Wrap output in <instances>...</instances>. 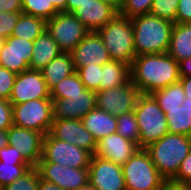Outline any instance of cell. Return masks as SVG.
Returning <instances> with one entry per match:
<instances>
[{
	"instance_id": "1",
	"label": "cell",
	"mask_w": 191,
	"mask_h": 190,
	"mask_svg": "<svg viewBox=\"0 0 191 190\" xmlns=\"http://www.w3.org/2000/svg\"><path fill=\"white\" fill-rule=\"evenodd\" d=\"M130 72L141 94H151L180 80L179 63L168 53L136 56Z\"/></svg>"
},
{
	"instance_id": "2",
	"label": "cell",
	"mask_w": 191,
	"mask_h": 190,
	"mask_svg": "<svg viewBox=\"0 0 191 190\" xmlns=\"http://www.w3.org/2000/svg\"><path fill=\"white\" fill-rule=\"evenodd\" d=\"M136 56L167 53L174 23L151 14L131 19Z\"/></svg>"
},
{
	"instance_id": "3",
	"label": "cell",
	"mask_w": 191,
	"mask_h": 190,
	"mask_svg": "<svg viewBox=\"0 0 191 190\" xmlns=\"http://www.w3.org/2000/svg\"><path fill=\"white\" fill-rule=\"evenodd\" d=\"M145 150L151 156L158 172L170 181L191 151V136L167 133Z\"/></svg>"
},
{
	"instance_id": "4",
	"label": "cell",
	"mask_w": 191,
	"mask_h": 190,
	"mask_svg": "<svg viewBox=\"0 0 191 190\" xmlns=\"http://www.w3.org/2000/svg\"><path fill=\"white\" fill-rule=\"evenodd\" d=\"M111 60L132 64L136 57L132 21L119 13L105 26L96 31Z\"/></svg>"
},
{
	"instance_id": "5",
	"label": "cell",
	"mask_w": 191,
	"mask_h": 190,
	"mask_svg": "<svg viewBox=\"0 0 191 190\" xmlns=\"http://www.w3.org/2000/svg\"><path fill=\"white\" fill-rule=\"evenodd\" d=\"M139 125V148L145 149L169 133L165 113L150 94H141L134 108Z\"/></svg>"
},
{
	"instance_id": "6",
	"label": "cell",
	"mask_w": 191,
	"mask_h": 190,
	"mask_svg": "<svg viewBox=\"0 0 191 190\" xmlns=\"http://www.w3.org/2000/svg\"><path fill=\"white\" fill-rule=\"evenodd\" d=\"M126 190H162L166 179L158 172L145 149H139L122 165Z\"/></svg>"
},
{
	"instance_id": "7",
	"label": "cell",
	"mask_w": 191,
	"mask_h": 190,
	"mask_svg": "<svg viewBox=\"0 0 191 190\" xmlns=\"http://www.w3.org/2000/svg\"><path fill=\"white\" fill-rule=\"evenodd\" d=\"M13 125L34 130L46 135L53 119L52 99H37L20 104H12Z\"/></svg>"
},
{
	"instance_id": "8",
	"label": "cell",
	"mask_w": 191,
	"mask_h": 190,
	"mask_svg": "<svg viewBox=\"0 0 191 190\" xmlns=\"http://www.w3.org/2000/svg\"><path fill=\"white\" fill-rule=\"evenodd\" d=\"M46 30L62 52H71L90 32L72 13L58 12L46 22Z\"/></svg>"
},
{
	"instance_id": "9",
	"label": "cell",
	"mask_w": 191,
	"mask_h": 190,
	"mask_svg": "<svg viewBox=\"0 0 191 190\" xmlns=\"http://www.w3.org/2000/svg\"><path fill=\"white\" fill-rule=\"evenodd\" d=\"M91 157L88 151L53 138L47 133L43 138L42 158L39 162L57 163L72 168H88Z\"/></svg>"
},
{
	"instance_id": "10",
	"label": "cell",
	"mask_w": 191,
	"mask_h": 190,
	"mask_svg": "<svg viewBox=\"0 0 191 190\" xmlns=\"http://www.w3.org/2000/svg\"><path fill=\"white\" fill-rule=\"evenodd\" d=\"M140 90L130 80L129 82L96 92L97 108L119 116L134 111Z\"/></svg>"
},
{
	"instance_id": "11",
	"label": "cell",
	"mask_w": 191,
	"mask_h": 190,
	"mask_svg": "<svg viewBox=\"0 0 191 190\" xmlns=\"http://www.w3.org/2000/svg\"><path fill=\"white\" fill-rule=\"evenodd\" d=\"M36 168L43 180L56 184L62 190H77L89 183L88 168H72L51 162H39Z\"/></svg>"
},
{
	"instance_id": "12",
	"label": "cell",
	"mask_w": 191,
	"mask_h": 190,
	"mask_svg": "<svg viewBox=\"0 0 191 190\" xmlns=\"http://www.w3.org/2000/svg\"><path fill=\"white\" fill-rule=\"evenodd\" d=\"M88 170L89 183L95 190H126L121 165L92 156Z\"/></svg>"
},
{
	"instance_id": "13",
	"label": "cell",
	"mask_w": 191,
	"mask_h": 190,
	"mask_svg": "<svg viewBox=\"0 0 191 190\" xmlns=\"http://www.w3.org/2000/svg\"><path fill=\"white\" fill-rule=\"evenodd\" d=\"M37 99H51L50 90L42 77L41 71L29 69L16 74L9 98L11 104H20Z\"/></svg>"
},
{
	"instance_id": "14",
	"label": "cell",
	"mask_w": 191,
	"mask_h": 190,
	"mask_svg": "<svg viewBox=\"0 0 191 190\" xmlns=\"http://www.w3.org/2000/svg\"><path fill=\"white\" fill-rule=\"evenodd\" d=\"M33 41L10 36L3 40L0 49V66L19 74L29 70L32 59Z\"/></svg>"
},
{
	"instance_id": "15",
	"label": "cell",
	"mask_w": 191,
	"mask_h": 190,
	"mask_svg": "<svg viewBox=\"0 0 191 190\" xmlns=\"http://www.w3.org/2000/svg\"><path fill=\"white\" fill-rule=\"evenodd\" d=\"M49 134L88 151L92 156L95 153L97 141L84 127L81 119L54 120Z\"/></svg>"
},
{
	"instance_id": "16",
	"label": "cell",
	"mask_w": 191,
	"mask_h": 190,
	"mask_svg": "<svg viewBox=\"0 0 191 190\" xmlns=\"http://www.w3.org/2000/svg\"><path fill=\"white\" fill-rule=\"evenodd\" d=\"M8 145L20 152L23 158L36 167L42 158L44 134L12 125L7 130Z\"/></svg>"
},
{
	"instance_id": "17",
	"label": "cell",
	"mask_w": 191,
	"mask_h": 190,
	"mask_svg": "<svg viewBox=\"0 0 191 190\" xmlns=\"http://www.w3.org/2000/svg\"><path fill=\"white\" fill-rule=\"evenodd\" d=\"M118 13L119 7L114 2L107 0H91L72 12L90 32L98 31Z\"/></svg>"
},
{
	"instance_id": "18",
	"label": "cell",
	"mask_w": 191,
	"mask_h": 190,
	"mask_svg": "<svg viewBox=\"0 0 191 190\" xmlns=\"http://www.w3.org/2000/svg\"><path fill=\"white\" fill-rule=\"evenodd\" d=\"M70 53L75 71L90 64L103 66L111 60L108 50L96 31L89 32Z\"/></svg>"
},
{
	"instance_id": "19",
	"label": "cell",
	"mask_w": 191,
	"mask_h": 190,
	"mask_svg": "<svg viewBox=\"0 0 191 190\" xmlns=\"http://www.w3.org/2000/svg\"><path fill=\"white\" fill-rule=\"evenodd\" d=\"M52 104L54 120L81 119L97 107L96 92L85 89L68 99H52Z\"/></svg>"
},
{
	"instance_id": "20",
	"label": "cell",
	"mask_w": 191,
	"mask_h": 190,
	"mask_svg": "<svg viewBox=\"0 0 191 190\" xmlns=\"http://www.w3.org/2000/svg\"><path fill=\"white\" fill-rule=\"evenodd\" d=\"M139 145L123 138L117 132L99 140L93 156H97L118 165L125 164L138 150Z\"/></svg>"
},
{
	"instance_id": "21",
	"label": "cell",
	"mask_w": 191,
	"mask_h": 190,
	"mask_svg": "<svg viewBox=\"0 0 191 190\" xmlns=\"http://www.w3.org/2000/svg\"><path fill=\"white\" fill-rule=\"evenodd\" d=\"M84 127L94 136L96 141L103 139L105 136L117 132L116 116L111 115L104 110L95 108L90 110L81 118Z\"/></svg>"
},
{
	"instance_id": "22",
	"label": "cell",
	"mask_w": 191,
	"mask_h": 190,
	"mask_svg": "<svg viewBox=\"0 0 191 190\" xmlns=\"http://www.w3.org/2000/svg\"><path fill=\"white\" fill-rule=\"evenodd\" d=\"M62 51L55 40L45 30L36 38L33 44L32 59L29 64L30 70L41 71L50 61L56 58Z\"/></svg>"
},
{
	"instance_id": "23",
	"label": "cell",
	"mask_w": 191,
	"mask_h": 190,
	"mask_svg": "<svg viewBox=\"0 0 191 190\" xmlns=\"http://www.w3.org/2000/svg\"><path fill=\"white\" fill-rule=\"evenodd\" d=\"M75 72L73 58L69 52L60 53L41 70L42 77L49 90Z\"/></svg>"
},
{
	"instance_id": "24",
	"label": "cell",
	"mask_w": 191,
	"mask_h": 190,
	"mask_svg": "<svg viewBox=\"0 0 191 190\" xmlns=\"http://www.w3.org/2000/svg\"><path fill=\"white\" fill-rule=\"evenodd\" d=\"M167 53L177 62L191 58V23H174Z\"/></svg>"
},
{
	"instance_id": "25",
	"label": "cell",
	"mask_w": 191,
	"mask_h": 190,
	"mask_svg": "<svg viewBox=\"0 0 191 190\" xmlns=\"http://www.w3.org/2000/svg\"><path fill=\"white\" fill-rule=\"evenodd\" d=\"M130 80V65L120 61L110 60L102 66V81L100 83V90L120 86Z\"/></svg>"
},
{
	"instance_id": "26",
	"label": "cell",
	"mask_w": 191,
	"mask_h": 190,
	"mask_svg": "<svg viewBox=\"0 0 191 190\" xmlns=\"http://www.w3.org/2000/svg\"><path fill=\"white\" fill-rule=\"evenodd\" d=\"M168 130L171 134L191 136V103H182L175 109H166Z\"/></svg>"
},
{
	"instance_id": "27",
	"label": "cell",
	"mask_w": 191,
	"mask_h": 190,
	"mask_svg": "<svg viewBox=\"0 0 191 190\" xmlns=\"http://www.w3.org/2000/svg\"><path fill=\"white\" fill-rule=\"evenodd\" d=\"M46 20L21 13L11 36L35 41L46 30Z\"/></svg>"
},
{
	"instance_id": "28",
	"label": "cell",
	"mask_w": 191,
	"mask_h": 190,
	"mask_svg": "<svg viewBox=\"0 0 191 190\" xmlns=\"http://www.w3.org/2000/svg\"><path fill=\"white\" fill-rule=\"evenodd\" d=\"M159 104L160 109L166 114V109H175L182 105L185 93L180 81L156 90L150 94Z\"/></svg>"
},
{
	"instance_id": "29",
	"label": "cell",
	"mask_w": 191,
	"mask_h": 190,
	"mask_svg": "<svg viewBox=\"0 0 191 190\" xmlns=\"http://www.w3.org/2000/svg\"><path fill=\"white\" fill-rule=\"evenodd\" d=\"M85 89L84 84L75 72L58 82V84L50 90V97L51 99H68L69 96L80 94Z\"/></svg>"
},
{
	"instance_id": "30",
	"label": "cell",
	"mask_w": 191,
	"mask_h": 190,
	"mask_svg": "<svg viewBox=\"0 0 191 190\" xmlns=\"http://www.w3.org/2000/svg\"><path fill=\"white\" fill-rule=\"evenodd\" d=\"M58 12L49 0H22V13L24 14L43 18L47 21Z\"/></svg>"
},
{
	"instance_id": "31",
	"label": "cell",
	"mask_w": 191,
	"mask_h": 190,
	"mask_svg": "<svg viewBox=\"0 0 191 190\" xmlns=\"http://www.w3.org/2000/svg\"><path fill=\"white\" fill-rule=\"evenodd\" d=\"M117 119V133L123 138L133 141L139 145V125L134 111L121 114Z\"/></svg>"
},
{
	"instance_id": "32",
	"label": "cell",
	"mask_w": 191,
	"mask_h": 190,
	"mask_svg": "<svg viewBox=\"0 0 191 190\" xmlns=\"http://www.w3.org/2000/svg\"><path fill=\"white\" fill-rule=\"evenodd\" d=\"M76 73L86 89L94 92H98L100 90V83L102 81V66L90 64L88 66L78 68Z\"/></svg>"
},
{
	"instance_id": "33",
	"label": "cell",
	"mask_w": 191,
	"mask_h": 190,
	"mask_svg": "<svg viewBox=\"0 0 191 190\" xmlns=\"http://www.w3.org/2000/svg\"><path fill=\"white\" fill-rule=\"evenodd\" d=\"M153 0H120L119 14L130 19L149 14Z\"/></svg>"
},
{
	"instance_id": "34",
	"label": "cell",
	"mask_w": 191,
	"mask_h": 190,
	"mask_svg": "<svg viewBox=\"0 0 191 190\" xmlns=\"http://www.w3.org/2000/svg\"><path fill=\"white\" fill-rule=\"evenodd\" d=\"M40 174L36 167H31L24 175L3 187V190H38Z\"/></svg>"
},
{
	"instance_id": "35",
	"label": "cell",
	"mask_w": 191,
	"mask_h": 190,
	"mask_svg": "<svg viewBox=\"0 0 191 190\" xmlns=\"http://www.w3.org/2000/svg\"><path fill=\"white\" fill-rule=\"evenodd\" d=\"M179 0H153L149 14L175 23Z\"/></svg>"
},
{
	"instance_id": "36",
	"label": "cell",
	"mask_w": 191,
	"mask_h": 190,
	"mask_svg": "<svg viewBox=\"0 0 191 190\" xmlns=\"http://www.w3.org/2000/svg\"><path fill=\"white\" fill-rule=\"evenodd\" d=\"M32 166L30 164H9L0 161V183L2 186L24 175Z\"/></svg>"
},
{
	"instance_id": "37",
	"label": "cell",
	"mask_w": 191,
	"mask_h": 190,
	"mask_svg": "<svg viewBox=\"0 0 191 190\" xmlns=\"http://www.w3.org/2000/svg\"><path fill=\"white\" fill-rule=\"evenodd\" d=\"M22 12H0V39L10 37Z\"/></svg>"
},
{
	"instance_id": "38",
	"label": "cell",
	"mask_w": 191,
	"mask_h": 190,
	"mask_svg": "<svg viewBox=\"0 0 191 190\" xmlns=\"http://www.w3.org/2000/svg\"><path fill=\"white\" fill-rule=\"evenodd\" d=\"M16 74L0 66V99L9 100Z\"/></svg>"
},
{
	"instance_id": "39",
	"label": "cell",
	"mask_w": 191,
	"mask_h": 190,
	"mask_svg": "<svg viewBox=\"0 0 191 190\" xmlns=\"http://www.w3.org/2000/svg\"><path fill=\"white\" fill-rule=\"evenodd\" d=\"M170 181L177 184L191 185V151L183 159L177 174Z\"/></svg>"
},
{
	"instance_id": "40",
	"label": "cell",
	"mask_w": 191,
	"mask_h": 190,
	"mask_svg": "<svg viewBox=\"0 0 191 190\" xmlns=\"http://www.w3.org/2000/svg\"><path fill=\"white\" fill-rule=\"evenodd\" d=\"M12 125V104L9 100L0 99V130H8Z\"/></svg>"
},
{
	"instance_id": "41",
	"label": "cell",
	"mask_w": 191,
	"mask_h": 190,
	"mask_svg": "<svg viewBox=\"0 0 191 190\" xmlns=\"http://www.w3.org/2000/svg\"><path fill=\"white\" fill-rule=\"evenodd\" d=\"M0 161L9 164H29L16 148L9 145L0 149Z\"/></svg>"
},
{
	"instance_id": "42",
	"label": "cell",
	"mask_w": 191,
	"mask_h": 190,
	"mask_svg": "<svg viewBox=\"0 0 191 190\" xmlns=\"http://www.w3.org/2000/svg\"><path fill=\"white\" fill-rule=\"evenodd\" d=\"M175 23H191V0H179Z\"/></svg>"
},
{
	"instance_id": "43",
	"label": "cell",
	"mask_w": 191,
	"mask_h": 190,
	"mask_svg": "<svg viewBox=\"0 0 191 190\" xmlns=\"http://www.w3.org/2000/svg\"><path fill=\"white\" fill-rule=\"evenodd\" d=\"M0 12H22V0H0Z\"/></svg>"
},
{
	"instance_id": "44",
	"label": "cell",
	"mask_w": 191,
	"mask_h": 190,
	"mask_svg": "<svg viewBox=\"0 0 191 190\" xmlns=\"http://www.w3.org/2000/svg\"><path fill=\"white\" fill-rule=\"evenodd\" d=\"M178 63L180 77H191V58L183 59Z\"/></svg>"
},
{
	"instance_id": "45",
	"label": "cell",
	"mask_w": 191,
	"mask_h": 190,
	"mask_svg": "<svg viewBox=\"0 0 191 190\" xmlns=\"http://www.w3.org/2000/svg\"><path fill=\"white\" fill-rule=\"evenodd\" d=\"M183 86L185 100L183 103H191V77H180L179 80Z\"/></svg>"
},
{
	"instance_id": "46",
	"label": "cell",
	"mask_w": 191,
	"mask_h": 190,
	"mask_svg": "<svg viewBox=\"0 0 191 190\" xmlns=\"http://www.w3.org/2000/svg\"><path fill=\"white\" fill-rule=\"evenodd\" d=\"M89 1L91 0H67L65 12L72 13L79 6L89 3Z\"/></svg>"
},
{
	"instance_id": "47",
	"label": "cell",
	"mask_w": 191,
	"mask_h": 190,
	"mask_svg": "<svg viewBox=\"0 0 191 190\" xmlns=\"http://www.w3.org/2000/svg\"><path fill=\"white\" fill-rule=\"evenodd\" d=\"M162 190H191V185L177 184L172 181H166Z\"/></svg>"
},
{
	"instance_id": "48",
	"label": "cell",
	"mask_w": 191,
	"mask_h": 190,
	"mask_svg": "<svg viewBox=\"0 0 191 190\" xmlns=\"http://www.w3.org/2000/svg\"><path fill=\"white\" fill-rule=\"evenodd\" d=\"M38 190H62V189L56 184L45 181L40 177Z\"/></svg>"
},
{
	"instance_id": "49",
	"label": "cell",
	"mask_w": 191,
	"mask_h": 190,
	"mask_svg": "<svg viewBox=\"0 0 191 190\" xmlns=\"http://www.w3.org/2000/svg\"><path fill=\"white\" fill-rule=\"evenodd\" d=\"M59 12H65L67 0H49Z\"/></svg>"
},
{
	"instance_id": "50",
	"label": "cell",
	"mask_w": 191,
	"mask_h": 190,
	"mask_svg": "<svg viewBox=\"0 0 191 190\" xmlns=\"http://www.w3.org/2000/svg\"><path fill=\"white\" fill-rule=\"evenodd\" d=\"M8 145L7 130H0V149Z\"/></svg>"
},
{
	"instance_id": "51",
	"label": "cell",
	"mask_w": 191,
	"mask_h": 190,
	"mask_svg": "<svg viewBox=\"0 0 191 190\" xmlns=\"http://www.w3.org/2000/svg\"><path fill=\"white\" fill-rule=\"evenodd\" d=\"M77 190H95L90 183H87L86 185H83L79 187Z\"/></svg>"
},
{
	"instance_id": "52",
	"label": "cell",
	"mask_w": 191,
	"mask_h": 190,
	"mask_svg": "<svg viewBox=\"0 0 191 190\" xmlns=\"http://www.w3.org/2000/svg\"><path fill=\"white\" fill-rule=\"evenodd\" d=\"M107 1H112V2H114L119 7L120 0H107Z\"/></svg>"
},
{
	"instance_id": "53",
	"label": "cell",
	"mask_w": 191,
	"mask_h": 190,
	"mask_svg": "<svg viewBox=\"0 0 191 190\" xmlns=\"http://www.w3.org/2000/svg\"><path fill=\"white\" fill-rule=\"evenodd\" d=\"M2 42H3V40L0 39V49H1V46H2Z\"/></svg>"
},
{
	"instance_id": "54",
	"label": "cell",
	"mask_w": 191,
	"mask_h": 190,
	"mask_svg": "<svg viewBox=\"0 0 191 190\" xmlns=\"http://www.w3.org/2000/svg\"><path fill=\"white\" fill-rule=\"evenodd\" d=\"M0 190H3V186H2V184L0 183Z\"/></svg>"
}]
</instances>
